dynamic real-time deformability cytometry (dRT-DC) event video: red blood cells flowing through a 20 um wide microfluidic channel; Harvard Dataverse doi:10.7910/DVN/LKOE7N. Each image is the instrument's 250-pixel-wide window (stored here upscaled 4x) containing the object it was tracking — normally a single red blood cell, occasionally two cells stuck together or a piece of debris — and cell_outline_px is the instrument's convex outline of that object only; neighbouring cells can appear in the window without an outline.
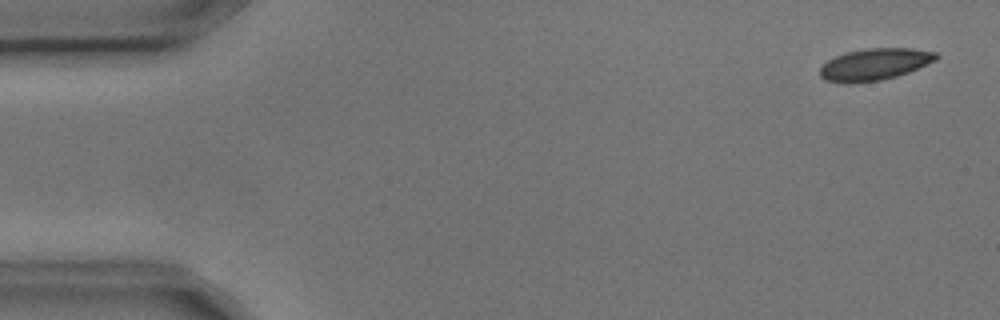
{"species": "common noctule bat (a hibernating species)", "species_latin": "Nyctalus noctula", "temperature_condition": "cold", "stored_images_in_passage": 5, "camera_frame_rate_fps": 3000, "um_per_image_px": 0.085, "animal": {"sex": "male", "body_mass_g": 17.9, "forearm_length_mm": 54.2}, "frame": {"image": 1, "passage_image": 1, "time_ms": 0.0, "image_size_px": [1000, 320], "cell_outline_px": [[940, 56], [936, 60], [908, 72], [896, 76], [880, 80], [848, 84], [824, 80], [820, 76], [820, 68], [828, 60], [836, 56], [848, 52], [868, 48], [912, 48], [936, 52]], "centroid_in_image_um": [74.34, 5.47], "position_along_channel_um": 10.7, "area_um2": 21.44}}
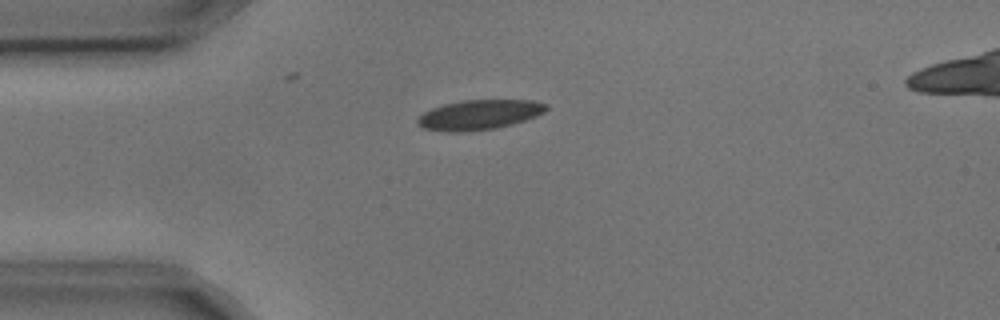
{"frame": {"image": 2, "passage_image": 4, "time_ms": 1.0, "image_size_px": [1000, 320], "cell_outline_px": [[548, 108], [544, 112], [536, 116], [512, 124], [496, 128], [460, 132], [448, 132], [424, 128], [416, 124], [416, 120], [424, 112], [432, 108], [444, 104], [464, 100], [532, 100], [548, 104]], "centroid_in_image_um": [40.73, 9.75], "position_along_channel_um": 44.3, "area_um2": 22.31}}